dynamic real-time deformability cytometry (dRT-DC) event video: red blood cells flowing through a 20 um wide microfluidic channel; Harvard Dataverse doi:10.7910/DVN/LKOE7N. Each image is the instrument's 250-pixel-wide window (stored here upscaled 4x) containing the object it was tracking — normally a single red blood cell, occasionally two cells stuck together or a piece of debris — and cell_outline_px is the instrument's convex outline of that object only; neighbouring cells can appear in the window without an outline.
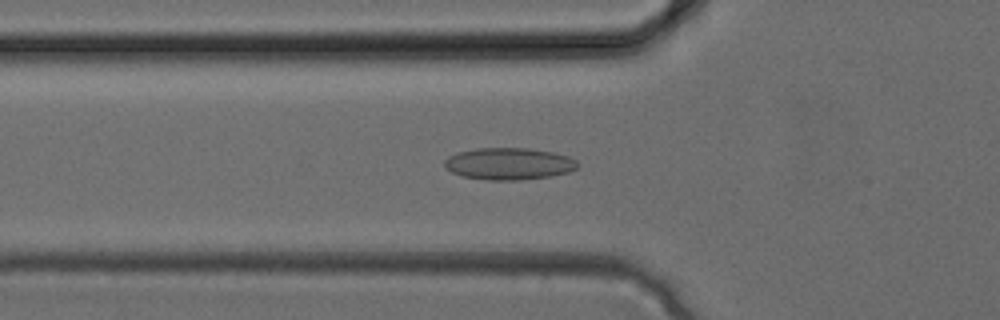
{"species": "common noctule bat (a hibernating species)", "species_latin": "Nyctalus noctula", "temperature_condition": "cold", "stored_images_in_passage": 31, "camera_frame_rate_fps": 3000, "um_per_image_px": 0.085, "animal": {"sex": "female", "body_mass_g": 24.6, "forearm_length_mm": 56.2}, "frame": {"image": 1, "passage_image": 8, "time_ms": 2.333, "image_size_px": [1000, 320], "cell_outline_px": [[580, 164], [576, 168], [568, 172], [552, 176], [520, 180], [488, 180], [460, 176], [452, 172], [444, 164], [444, 160], [448, 156], [456, 152], [476, 148], [528, 148], [552, 152], [568, 156], [576, 160]], "centroid_in_image_um": [43.25, 13.92], "position_along_channel_um": 82.6, "area_um2": 24.91}}
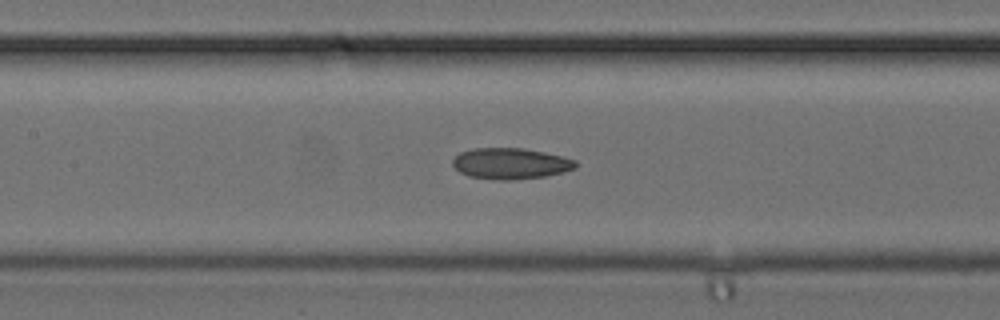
{"frame": {"image": 2, "passage_image": 12, "time_ms": 3.667, "image_size_px": [1000, 320], "cell_outline_px": [[576, 168], [564, 172], [544, 176], [512, 180], [500, 180], [468, 176], [460, 172], [452, 164], [452, 160], [460, 152], [472, 148], [524, 148], [544, 152], [576, 160]], "centroid_in_image_um": [43.38, 13.9], "position_along_channel_um": 164.0, "area_um2": 22.2}}
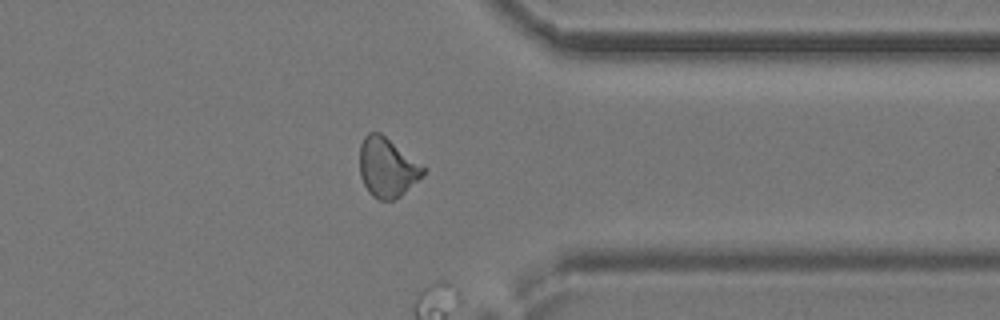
{"frame": {"image": 3, "passage_image": 23, "time_ms": 7.333, "image_size_px": [1000, 320], "cell_outline_px": [[424, 172], [400, 196], [392, 200], [380, 200], [372, 196], [368, 192], [360, 176], [360, 144], [364, 136], [368, 132], [380, 132], [424, 168]], "centroid_in_image_um": [32.83, 14.23], "position_along_channel_um": 378.6, "area_um2": 21.33}}